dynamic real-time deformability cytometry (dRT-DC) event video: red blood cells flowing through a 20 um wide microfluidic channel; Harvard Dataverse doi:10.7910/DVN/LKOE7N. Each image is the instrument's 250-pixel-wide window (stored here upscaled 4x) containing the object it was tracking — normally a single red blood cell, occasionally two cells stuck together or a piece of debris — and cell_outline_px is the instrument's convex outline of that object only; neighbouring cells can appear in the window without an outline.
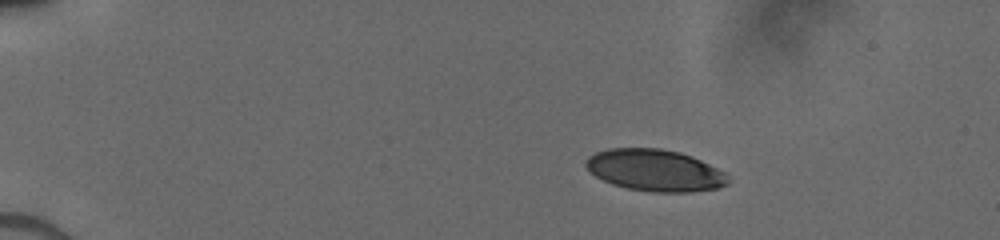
{"species": "human", "species_latin": "Homo sapiens", "temperature_condition": "cold", "stored_images_in_passage": 14, "camera_frame_rate_fps": 3000, "um_per_image_px": 0.085, "donor": {"sex": "male"}, "frame": {"image": 1, "passage_image": 7, "time_ms": 2.667, "image_size_px": [1000, 240], "cell_outline_px": [[732, 180], [728, 184], [716, 188], [692, 192], [652, 192], [628, 188], [612, 184], [588, 172], [584, 164], [584, 160], [588, 156], [596, 152], [608, 148], [660, 148], [680, 152], [692, 156], [724, 172]], "centroid_in_image_um": [55.65, 14.47], "position_along_channel_um": 29.4, "area_um2": 34.8}}
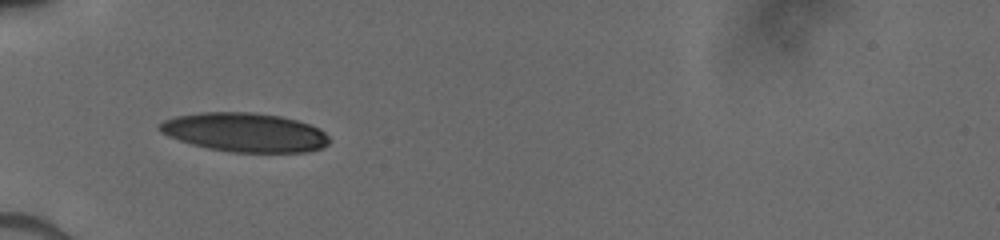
{"frame": {"image": 2, "passage_image": 13, "time_ms": 5.667, "image_size_px": [1000, 240], "cell_outline_px": [[332, 140], [328, 144], [320, 148], [308, 152], [232, 152], [208, 148], [192, 144], [168, 136], [160, 132], [160, 124], [164, 120], [176, 116], [200, 112], [252, 112], [280, 116], [296, 120], [320, 128]], "centroid_in_image_um": [20.83, 11.25], "position_along_channel_um": 64.2, "area_um2": 38.49}}